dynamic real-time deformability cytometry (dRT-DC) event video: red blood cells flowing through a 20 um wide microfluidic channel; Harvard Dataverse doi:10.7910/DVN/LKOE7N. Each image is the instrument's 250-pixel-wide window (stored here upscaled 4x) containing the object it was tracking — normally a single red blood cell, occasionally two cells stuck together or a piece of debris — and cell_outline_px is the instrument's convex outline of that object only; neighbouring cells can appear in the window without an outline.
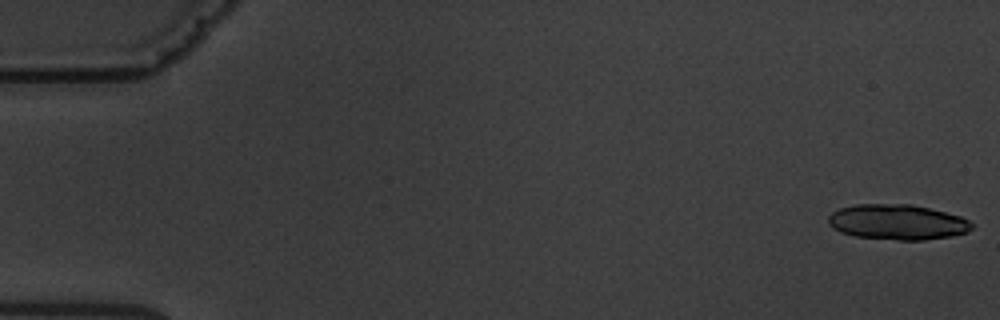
{"species": "common noctule bat (a hibernating species)", "species_latin": "Nyctalus noctula", "temperature_condition": "warm", "stored_images_in_passage": 6, "camera_frame_rate_fps": 3000, "um_per_image_px": 0.085, "animal": {"sex": "male", "body_mass_g": 19.5, "forearm_length_mm": 54.6}, "frame": {"image": 1, "passage_image": 1, "time_ms": 0.0, "image_size_px": [1000, 320], "cell_outline_px": [[972, 228], [968, 232], [952, 236], [924, 240], [896, 240], [852, 236], [840, 232], [828, 224], [828, 216], [832, 212], [840, 208], [856, 204], [912, 204], [960, 216], [968, 220], [972, 224]], "centroid_in_image_um": [76.25, 18.88], "position_along_channel_um": 8.7, "area_um2": 29.59}}